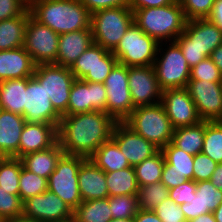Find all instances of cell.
Segmentation results:
<instances>
[{
  "label": "cell",
  "instance_id": "1",
  "mask_svg": "<svg viewBox=\"0 0 222 222\" xmlns=\"http://www.w3.org/2000/svg\"><path fill=\"white\" fill-rule=\"evenodd\" d=\"M117 122L103 111L61 116L57 128L58 142L66 155L90 156L111 139Z\"/></svg>",
  "mask_w": 222,
  "mask_h": 222
},
{
  "label": "cell",
  "instance_id": "2",
  "mask_svg": "<svg viewBox=\"0 0 222 222\" xmlns=\"http://www.w3.org/2000/svg\"><path fill=\"white\" fill-rule=\"evenodd\" d=\"M29 11L35 20L59 35L91 29V14L80 0H41Z\"/></svg>",
  "mask_w": 222,
  "mask_h": 222
},
{
  "label": "cell",
  "instance_id": "3",
  "mask_svg": "<svg viewBox=\"0 0 222 222\" xmlns=\"http://www.w3.org/2000/svg\"><path fill=\"white\" fill-rule=\"evenodd\" d=\"M134 23L158 43L174 41L183 31L186 18L179 0L162 7L133 11Z\"/></svg>",
  "mask_w": 222,
  "mask_h": 222
},
{
  "label": "cell",
  "instance_id": "4",
  "mask_svg": "<svg viewBox=\"0 0 222 222\" xmlns=\"http://www.w3.org/2000/svg\"><path fill=\"white\" fill-rule=\"evenodd\" d=\"M124 123L160 150L172 140L174 128L161 103L135 107Z\"/></svg>",
  "mask_w": 222,
  "mask_h": 222
},
{
  "label": "cell",
  "instance_id": "5",
  "mask_svg": "<svg viewBox=\"0 0 222 222\" xmlns=\"http://www.w3.org/2000/svg\"><path fill=\"white\" fill-rule=\"evenodd\" d=\"M133 23V11L129 7L94 12L90 22L94 43L113 51Z\"/></svg>",
  "mask_w": 222,
  "mask_h": 222
},
{
  "label": "cell",
  "instance_id": "6",
  "mask_svg": "<svg viewBox=\"0 0 222 222\" xmlns=\"http://www.w3.org/2000/svg\"><path fill=\"white\" fill-rule=\"evenodd\" d=\"M159 43L152 65L162 90L186 88L190 80V67L175 41ZM165 44V45H164ZM165 46L167 48H163ZM160 55V56H159Z\"/></svg>",
  "mask_w": 222,
  "mask_h": 222
},
{
  "label": "cell",
  "instance_id": "7",
  "mask_svg": "<svg viewBox=\"0 0 222 222\" xmlns=\"http://www.w3.org/2000/svg\"><path fill=\"white\" fill-rule=\"evenodd\" d=\"M159 43L133 23L112 51L118 63L127 67L154 64Z\"/></svg>",
  "mask_w": 222,
  "mask_h": 222
},
{
  "label": "cell",
  "instance_id": "8",
  "mask_svg": "<svg viewBox=\"0 0 222 222\" xmlns=\"http://www.w3.org/2000/svg\"><path fill=\"white\" fill-rule=\"evenodd\" d=\"M87 158L63 154L50 174L48 190L58 195L74 211L82 202L78 185V171Z\"/></svg>",
  "mask_w": 222,
  "mask_h": 222
},
{
  "label": "cell",
  "instance_id": "9",
  "mask_svg": "<svg viewBox=\"0 0 222 222\" xmlns=\"http://www.w3.org/2000/svg\"><path fill=\"white\" fill-rule=\"evenodd\" d=\"M33 76L45 88L54 110L60 116H65L67 114L71 86L75 80L70 67L54 63L38 64L35 67Z\"/></svg>",
  "mask_w": 222,
  "mask_h": 222
},
{
  "label": "cell",
  "instance_id": "10",
  "mask_svg": "<svg viewBox=\"0 0 222 222\" xmlns=\"http://www.w3.org/2000/svg\"><path fill=\"white\" fill-rule=\"evenodd\" d=\"M106 113L116 122H124L135 109L128 83V67L117 63L104 82Z\"/></svg>",
  "mask_w": 222,
  "mask_h": 222
},
{
  "label": "cell",
  "instance_id": "11",
  "mask_svg": "<svg viewBox=\"0 0 222 222\" xmlns=\"http://www.w3.org/2000/svg\"><path fill=\"white\" fill-rule=\"evenodd\" d=\"M117 63L118 59L112 51L93 43L77 58L70 70L75 79L104 83Z\"/></svg>",
  "mask_w": 222,
  "mask_h": 222
},
{
  "label": "cell",
  "instance_id": "12",
  "mask_svg": "<svg viewBox=\"0 0 222 222\" xmlns=\"http://www.w3.org/2000/svg\"><path fill=\"white\" fill-rule=\"evenodd\" d=\"M58 43L59 34L35 20L31 15L29 16L24 48L36 65L55 63Z\"/></svg>",
  "mask_w": 222,
  "mask_h": 222
},
{
  "label": "cell",
  "instance_id": "13",
  "mask_svg": "<svg viewBox=\"0 0 222 222\" xmlns=\"http://www.w3.org/2000/svg\"><path fill=\"white\" fill-rule=\"evenodd\" d=\"M180 48H196L210 57L222 44V31L207 18L186 21L184 31L174 40Z\"/></svg>",
  "mask_w": 222,
  "mask_h": 222
},
{
  "label": "cell",
  "instance_id": "14",
  "mask_svg": "<svg viewBox=\"0 0 222 222\" xmlns=\"http://www.w3.org/2000/svg\"><path fill=\"white\" fill-rule=\"evenodd\" d=\"M22 215L38 222H69L73 211L58 195L47 190L25 200Z\"/></svg>",
  "mask_w": 222,
  "mask_h": 222
},
{
  "label": "cell",
  "instance_id": "15",
  "mask_svg": "<svg viewBox=\"0 0 222 222\" xmlns=\"http://www.w3.org/2000/svg\"><path fill=\"white\" fill-rule=\"evenodd\" d=\"M26 122L52 124L57 128L61 116L54 110L45 88L34 77H28L25 91V110L22 115Z\"/></svg>",
  "mask_w": 222,
  "mask_h": 222
},
{
  "label": "cell",
  "instance_id": "16",
  "mask_svg": "<svg viewBox=\"0 0 222 222\" xmlns=\"http://www.w3.org/2000/svg\"><path fill=\"white\" fill-rule=\"evenodd\" d=\"M186 89L196 105V110L201 120H222L221 82L189 80Z\"/></svg>",
  "mask_w": 222,
  "mask_h": 222
},
{
  "label": "cell",
  "instance_id": "17",
  "mask_svg": "<svg viewBox=\"0 0 222 222\" xmlns=\"http://www.w3.org/2000/svg\"><path fill=\"white\" fill-rule=\"evenodd\" d=\"M107 94L104 83L85 82L75 79L70 90L67 107L69 116L92 111L106 112Z\"/></svg>",
  "mask_w": 222,
  "mask_h": 222
},
{
  "label": "cell",
  "instance_id": "18",
  "mask_svg": "<svg viewBox=\"0 0 222 222\" xmlns=\"http://www.w3.org/2000/svg\"><path fill=\"white\" fill-rule=\"evenodd\" d=\"M160 103L174 129L195 125L202 121L186 88L163 90Z\"/></svg>",
  "mask_w": 222,
  "mask_h": 222
},
{
  "label": "cell",
  "instance_id": "19",
  "mask_svg": "<svg viewBox=\"0 0 222 222\" xmlns=\"http://www.w3.org/2000/svg\"><path fill=\"white\" fill-rule=\"evenodd\" d=\"M128 83L134 107L160 103L163 90L152 65L128 67Z\"/></svg>",
  "mask_w": 222,
  "mask_h": 222
},
{
  "label": "cell",
  "instance_id": "20",
  "mask_svg": "<svg viewBox=\"0 0 222 222\" xmlns=\"http://www.w3.org/2000/svg\"><path fill=\"white\" fill-rule=\"evenodd\" d=\"M111 139L118 145L130 166L133 167L160 150L152 142L135 133L124 122L115 124Z\"/></svg>",
  "mask_w": 222,
  "mask_h": 222
},
{
  "label": "cell",
  "instance_id": "21",
  "mask_svg": "<svg viewBox=\"0 0 222 222\" xmlns=\"http://www.w3.org/2000/svg\"><path fill=\"white\" fill-rule=\"evenodd\" d=\"M57 141L58 135L55 125L26 122L20 137L19 159L25 154L46 150Z\"/></svg>",
  "mask_w": 222,
  "mask_h": 222
},
{
  "label": "cell",
  "instance_id": "22",
  "mask_svg": "<svg viewBox=\"0 0 222 222\" xmlns=\"http://www.w3.org/2000/svg\"><path fill=\"white\" fill-rule=\"evenodd\" d=\"M25 118L17 113L0 109V156L19 158L21 132Z\"/></svg>",
  "mask_w": 222,
  "mask_h": 222
},
{
  "label": "cell",
  "instance_id": "23",
  "mask_svg": "<svg viewBox=\"0 0 222 222\" xmlns=\"http://www.w3.org/2000/svg\"><path fill=\"white\" fill-rule=\"evenodd\" d=\"M195 198L190 203L180 205L188 221L200 215L214 212L222 202V191L217 189L210 180L197 182Z\"/></svg>",
  "mask_w": 222,
  "mask_h": 222
},
{
  "label": "cell",
  "instance_id": "24",
  "mask_svg": "<svg viewBox=\"0 0 222 222\" xmlns=\"http://www.w3.org/2000/svg\"><path fill=\"white\" fill-rule=\"evenodd\" d=\"M78 185L82 201L109 197L105 172L89 158L79 168Z\"/></svg>",
  "mask_w": 222,
  "mask_h": 222
},
{
  "label": "cell",
  "instance_id": "25",
  "mask_svg": "<svg viewBox=\"0 0 222 222\" xmlns=\"http://www.w3.org/2000/svg\"><path fill=\"white\" fill-rule=\"evenodd\" d=\"M35 67L24 46L0 51V81L32 77Z\"/></svg>",
  "mask_w": 222,
  "mask_h": 222
},
{
  "label": "cell",
  "instance_id": "26",
  "mask_svg": "<svg viewBox=\"0 0 222 222\" xmlns=\"http://www.w3.org/2000/svg\"><path fill=\"white\" fill-rule=\"evenodd\" d=\"M93 43L91 29L60 34L57 59L54 64L71 67L77 58Z\"/></svg>",
  "mask_w": 222,
  "mask_h": 222
},
{
  "label": "cell",
  "instance_id": "27",
  "mask_svg": "<svg viewBox=\"0 0 222 222\" xmlns=\"http://www.w3.org/2000/svg\"><path fill=\"white\" fill-rule=\"evenodd\" d=\"M63 154L64 152L57 141L46 150L25 154L20 159L27 170L48 180L50 174L55 170L57 161Z\"/></svg>",
  "mask_w": 222,
  "mask_h": 222
},
{
  "label": "cell",
  "instance_id": "28",
  "mask_svg": "<svg viewBox=\"0 0 222 222\" xmlns=\"http://www.w3.org/2000/svg\"><path fill=\"white\" fill-rule=\"evenodd\" d=\"M28 78L0 81V109L23 115Z\"/></svg>",
  "mask_w": 222,
  "mask_h": 222
},
{
  "label": "cell",
  "instance_id": "29",
  "mask_svg": "<svg viewBox=\"0 0 222 222\" xmlns=\"http://www.w3.org/2000/svg\"><path fill=\"white\" fill-rule=\"evenodd\" d=\"M29 9L18 17L0 21V51L24 46Z\"/></svg>",
  "mask_w": 222,
  "mask_h": 222
},
{
  "label": "cell",
  "instance_id": "30",
  "mask_svg": "<svg viewBox=\"0 0 222 222\" xmlns=\"http://www.w3.org/2000/svg\"><path fill=\"white\" fill-rule=\"evenodd\" d=\"M205 135V121L191 126L174 129L171 143L190 155L202 152Z\"/></svg>",
  "mask_w": 222,
  "mask_h": 222
},
{
  "label": "cell",
  "instance_id": "31",
  "mask_svg": "<svg viewBox=\"0 0 222 222\" xmlns=\"http://www.w3.org/2000/svg\"><path fill=\"white\" fill-rule=\"evenodd\" d=\"M89 159L104 172L131 167L118 145L112 139L104 142Z\"/></svg>",
  "mask_w": 222,
  "mask_h": 222
},
{
  "label": "cell",
  "instance_id": "32",
  "mask_svg": "<svg viewBox=\"0 0 222 222\" xmlns=\"http://www.w3.org/2000/svg\"><path fill=\"white\" fill-rule=\"evenodd\" d=\"M105 176L110 197L138 194L139 186L133 166L117 171L105 172Z\"/></svg>",
  "mask_w": 222,
  "mask_h": 222
},
{
  "label": "cell",
  "instance_id": "33",
  "mask_svg": "<svg viewBox=\"0 0 222 222\" xmlns=\"http://www.w3.org/2000/svg\"><path fill=\"white\" fill-rule=\"evenodd\" d=\"M112 213L108 198L82 201L73 211V222H109Z\"/></svg>",
  "mask_w": 222,
  "mask_h": 222
},
{
  "label": "cell",
  "instance_id": "34",
  "mask_svg": "<svg viewBox=\"0 0 222 222\" xmlns=\"http://www.w3.org/2000/svg\"><path fill=\"white\" fill-rule=\"evenodd\" d=\"M165 157L159 150L152 157L145 159L142 163L134 166L136 179L139 187L161 182Z\"/></svg>",
  "mask_w": 222,
  "mask_h": 222
},
{
  "label": "cell",
  "instance_id": "35",
  "mask_svg": "<svg viewBox=\"0 0 222 222\" xmlns=\"http://www.w3.org/2000/svg\"><path fill=\"white\" fill-rule=\"evenodd\" d=\"M23 163L19 158H0V187L19 196V179Z\"/></svg>",
  "mask_w": 222,
  "mask_h": 222
},
{
  "label": "cell",
  "instance_id": "36",
  "mask_svg": "<svg viewBox=\"0 0 222 222\" xmlns=\"http://www.w3.org/2000/svg\"><path fill=\"white\" fill-rule=\"evenodd\" d=\"M161 151L165 160L171 165V170L177 171L187 180H193V155L175 147L171 142L163 147Z\"/></svg>",
  "mask_w": 222,
  "mask_h": 222
},
{
  "label": "cell",
  "instance_id": "37",
  "mask_svg": "<svg viewBox=\"0 0 222 222\" xmlns=\"http://www.w3.org/2000/svg\"><path fill=\"white\" fill-rule=\"evenodd\" d=\"M202 153L213 161L222 163V122L205 121V135Z\"/></svg>",
  "mask_w": 222,
  "mask_h": 222
},
{
  "label": "cell",
  "instance_id": "38",
  "mask_svg": "<svg viewBox=\"0 0 222 222\" xmlns=\"http://www.w3.org/2000/svg\"><path fill=\"white\" fill-rule=\"evenodd\" d=\"M137 196L140 209L153 211L169 197V189L162 182L152 183L139 187Z\"/></svg>",
  "mask_w": 222,
  "mask_h": 222
},
{
  "label": "cell",
  "instance_id": "39",
  "mask_svg": "<svg viewBox=\"0 0 222 222\" xmlns=\"http://www.w3.org/2000/svg\"><path fill=\"white\" fill-rule=\"evenodd\" d=\"M47 190L48 183L46 178L40 177L22 166L19 179V196L22 202Z\"/></svg>",
  "mask_w": 222,
  "mask_h": 222
},
{
  "label": "cell",
  "instance_id": "40",
  "mask_svg": "<svg viewBox=\"0 0 222 222\" xmlns=\"http://www.w3.org/2000/svg\"><path fill=\"white\" fill-rule=\"evenodd\" d=\"M109 206L112 213V218L129 219L139 211L137 195H117L108 197Z\"/></svg>",
  "mask_w": 222,
  "mask_h": 222
},
{
  "label": "cell",
  "instance_id": "41",
  "mask_svg": "<svg viewBox=\"0 0 222 222\" xmlns=\"http://www.w3.org/2000/svg\"><path fill=\"white\" fill-rule=\"evenodd\" d=\"M23 202L18 195H13L0 187V219L2 221L22 215Z\"/></svg>",
  "mask_w": 222,
  "mask_h": 222
},
{
  "label": "cell",
  "instance_id": "42",
  "mask_svg": "<svg viewBox=\"0 0 222 222\" xmlns=\"http://www.w3.org/2000/svg\"><path fill=\"white\" fill-rule=\"evenodd\" d=\"M222 73L210 57L200 61L190 69V80L221 82Z\"/></svg>",
  "mask_w": 222,
  "mask_h": 222
},
{
  "label": "cell",
  "instance_id": "43",
  "mask_svg": "<svg viewBox=\"0 0 222 222\" xmlns=\"http://www.w3.org/2000/svg\"><path fill=\"white\" fill-rule=\"evenodd\" d=\"M186 20L205 19L212 10L215 0H179Z\"/></svg>",
  "mask_w": 222,
  "mask_h": 222
},
{
  "label": "cell",
  "instance_id": "44",
  "mask_svg": "<svg viewBox=\"0 0 222 222\" xmlns=\"http://www.w3.org/2000/svg\"><path fill=\"white\" fill-rule=\"evenodd\" d=\"M217 165L218 163L213 161L206 154L202 152L198 153L194 156L193 180L195 182L210 180Z\"/></svg>",
  "mask_w": 222,
  "mask_h": 222
},
{
  "label": "cell",
  "instance_id": "45",
  "mask_svg": "<svg viewBox=\"0 0 222 222\" xmlns=\"http://www.w3.org/2000/svg\"><path fill=\"white\" fill-rule=\"evenodd\" d=\"M153 211L162 222H187L180 205H177L170 197L163 200Z\"/></svg>",
  "mask_w": 222,
  "mask_h": 222
},
{
  "label": "cell",
  "instance_id": "46",
  "mask_svg": "<svg viewBox=\"0 0 222 222\" xmlns=\"http://www.w3.org/2000/svg\"><path fill=\"white\" fill-rule=\"evenodd\" d=\"M197 182L188 180L177 187L169 189V197L177 204L190 203L195 198Z\"/></svg>",
  "mask_w": 222,
  "mask_h": 222
},
{
  "label": "cell",
  "instance_id": "47",
  "mask_svg": "<svg viewBox=\"0 0 222 222\" xmlns=\"http://www.w3.org/2000/svg\"><path fill=\"white\" fill-rule=\"evenodd\" d=\"M28 10L21 0H0V21L18 17Z\"/></svg>",
  "mask_w": 222,
  "mask_h": 222
},
{
  "label": "cell",
  "instance_id": "48",
  "mask_svg": "<svg viewBox=\"0 0 222 222\" xmlns=\"http://www.w3.org/2000/svg\"><path fill=\"white\" fill-rule=\"evenodd\" d=\"M80 2L90 14L103 9L128 7L129 5V0H80Z\"/></svg>",
  "mask_w": 222,
  "mask_h": 222
},
{
  "label": "cell",
  "instance_id": "49",
  "mask_svg": "<svg viewBox=\"0 0 222 222\" xmlns=\"http://www.w3.org/2000/svg\"><path fill=\"white\" fill-rule=\"evenodd\" d=\"M186 181L188 180L183 175L179 174L177 171L171 170V165L165 160L161 182L168 189H171Z\"/></svg>",
  "mask_w": 222,
  "mask_h": 222
},
{
  "label": "cell",
  "instance_id": "50",
  "mask_svg": "<svg viewBox=\"0 0 222 222\" xmlns=\"http://www.w3.org/2000/svg\"><path fill=\"white\" fill-rule=\"evenodd\" d=\"M176 0H129L128 7L134 11L136 9L162 7L174 3Z\"/></svg>",
  "mask_w": 222,
  "mask_h": 222
},
{
  "label": "cell",
  "instance_id": "51",
  "mask_svg": "<svg viewBox=\"0 0 222 222\" xmlns=\"http://www.w3.org/2000/svg\"><path fill=\"white\" fill-rule=\"evenodd\" d=\"M183 56L187 60V63L190 68L194 67L200 61L207 58V56L200 49L196 48H180Z\"/></svg>",
  "mask_w": 222,
  "mask_h": 222
},
{
  "label": "cell",
  "instance_id": "52",
  "mask_svg": "<svg viewBox=\"0 0 222 222\" xmlns=\"http://www.w3.org/2000/svg\"><path fill=\"white\" fill-rule=\"evenodd\" d=\"M207 19L222 31V0H215Z\"/></svg>",
  "mask_w": 222,
  "mask_h": 222
},
{
  "label": "cell",
  "instance_id": "53",
  "mask_svg": "<svg viewBox=\"0 0 222 222\" xmlns=\"http://www.w3.org/2000/svg\"><path fill=\"white\" fill-rule=\"evenodd\" d=\"M134 222H162L154 211L139 209L133 218Z\"/></svg>",
  "mask_w": 222,
  "mask_h": 222
},
{
  "label": "cell",
  "instance_id": "54",
  "mask_svg": "<svg viewBox=\"0 0 222 222\" xmlns=\"http://www.w3.org/2000/svg\"><path fill=\"white\" fill-rule=\"evenodd\" d=\"M210 181L217 189L222 191V163H218Z\"/></svg>",
  "mask_w": 222,
  "mask_h": 222
},
{
  "label": "cell",
  "instance_id": "55",
  "mask_svg": "<svg viewBox=\"0 0 222 222\" xmlns=\"http://www.w3.org/2000/svg\"><path fill=\"white\" fill-rule=\"evenodd\" d=\"M210 58L222 73V44L211 53Z\"/></svg>",
  "mask_w": 222,
  "mask_h": 222
},
{
  "label": "cell",
  "instance_id": "56",
  "mask_svg": "<svg viewBox=\"0 0 222 222\" xmlns=\"http://www.w3.org/2000/svg\"><path fill=\"white\" fill-rule=\"evenodd\" d=\"M188 222H216L213 212L203 214Z\"/></svg>",
  "mask_w": 222,
  "mask_h": 222
},
{
  "label": "cell",
  "instance_id": "57",
  "mask_svg": "<svg viewBox=\"0 0 222 222\" xmlns=\"http://www.w3.org/2000/svg\"><path fill=\"white\" fill-rule=\"evenodd\" d=\"M3 222H38V221L30 219L28 217H25V216L21 215L19 217L8 219V220H5Z\"/></svg>",
  "mask_w": 222,
  "mask_h": 222
},
{
  "label": "cell",
  "instance_id": "58",
  "mask_svg": "<svg viewBox=\"0 0 222 222\" xmlns=\"http://www.w3.org/2000/svg\"><path fill=\"white\" fill-rule=\"evenodd\" d=\"M216 222H222V202L213 212Z\"/></svg>",
  "mask_w": 222,
  "mask_h": 222
},
{
  "label": "cell",
  "instance_id": "59",
  "mask_svg": "<svg viewBox=\"0 0 222 222\" xmlns=\"http://www.w3.org/2000/svg\"><path fill=\"white\" fill-rule=\"evenodd\" d=\"M29 9L34 3L39 2L41 0H21Z\"/></svg>",
  "mask_w": 222,
  "mask_h": 222
},
{
  "label": "cell",
  "instance_id": "60",
  "mask_svg": "<svg viewBox=\"0 0 222 222\" xmlns=\"http://www.w3.org/2000/svg\"><path fill=\"white\" fill-rule=\"evenodd\" d=\"M109 222H134L133 218L129 219H122V218H117V219H111Z\"/></svg>",
  "mask_w": 222,
  "mask_h": 222
}]
</instances>
